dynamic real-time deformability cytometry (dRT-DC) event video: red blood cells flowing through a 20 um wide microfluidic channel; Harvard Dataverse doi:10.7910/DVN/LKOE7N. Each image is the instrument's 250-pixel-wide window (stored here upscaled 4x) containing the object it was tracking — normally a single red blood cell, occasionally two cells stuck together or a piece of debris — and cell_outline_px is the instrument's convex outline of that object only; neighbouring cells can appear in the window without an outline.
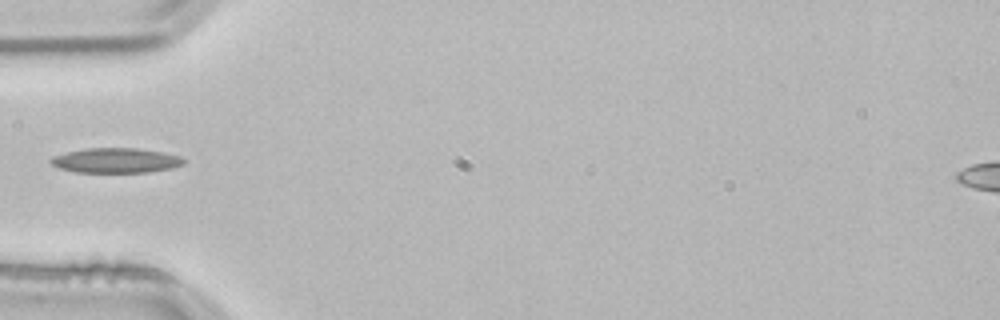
{"species": "common noctule bat (a hibernating species)", "species_latin": "Nyctalus noctula", "temperature_condition": "room temperature", "stored_images_in_passage": 4, "camera_frame_rate_fps": 3000, "um_per_image_px": 0.085, "animal": {"sex": "male", "body_mass_g": 21.5, "forearm_length_mm": 52.0}, "frame": {"image": 1, "passage_image": 4, "time_ms": 1.0, "image_size_px": [1000, 320], "cell_outline_px": [[184, 164], [172, 168], [148, 172], [76, 172], [60, 168], [52, 164], [48, 160], [52, 156], [68, 152], [88, 148], [136, 148], [164, 152], [180, 156], [184, 160]], "centroid_in_image_um": [9.85, 13.63], "position_along_channel_um": 75.1, "area_um2": 19.19}}